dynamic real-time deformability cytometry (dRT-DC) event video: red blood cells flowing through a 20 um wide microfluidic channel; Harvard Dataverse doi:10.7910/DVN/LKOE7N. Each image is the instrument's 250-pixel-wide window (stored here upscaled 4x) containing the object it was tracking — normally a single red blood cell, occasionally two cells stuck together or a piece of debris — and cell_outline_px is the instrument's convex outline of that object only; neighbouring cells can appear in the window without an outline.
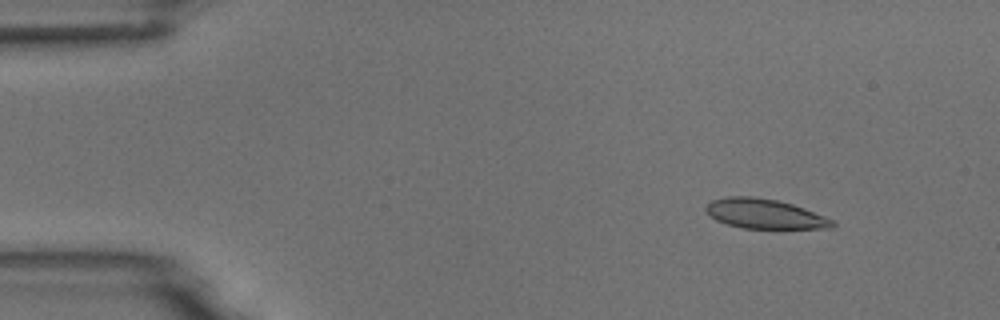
{"species": "common noctule bat (a hibernating species)", "species_latin": "Nyctalus noctula", "temperature_condition": "room temperature", "stored_images_in_passage": 4, "camera_frame_rate_fps": 3000, "um_per_image_px": 0.085, "animal": {"sex": "male", "body_mass_g": 18.8}, "frame": {"image": 1, "passage_image": 2, "time_ms": 1.333, "image_size_px": [1000, 320], "cell_outline_px": [[836, 224], [832, 228], [740, 228], [716, 220], [708, 216], [704, 208], [712, 200], [728, 196], [752, 196], [776, 200], [792, 204], [804, 208], [836, 220]], "centroid_in_image_um": [65.0, 18.17], "position_along_channel_um": 20.0, "area_um2": 21.96}}
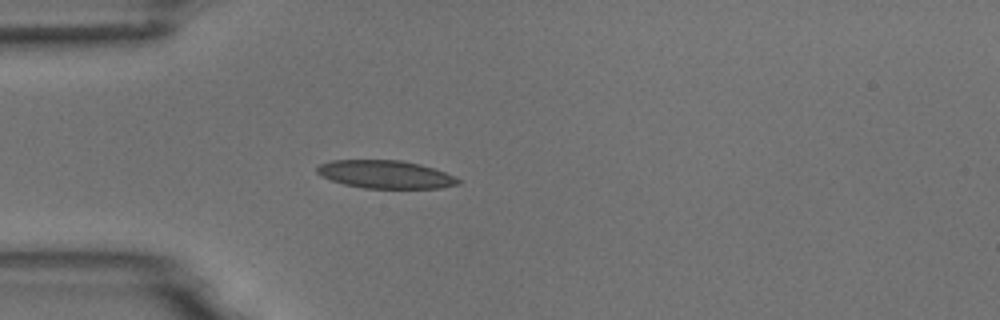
{"frame": {"image": 2, "passage_image": 4, "time_ms": 4.333, "image_size_px": [1000, 320], "cell_outline_px": [[460, 184], [440, 188], [364, 188], [344, 184], [320, 176], [316, 172], [316, 168], [320, 164], [332, 160], [400, 160], [420, 164], [444, 172], [460, 180]], "centroid_in_image_um": [32.73, 14.82], "position_along_channel_um": 52.3, "area_um2": 22.89}}